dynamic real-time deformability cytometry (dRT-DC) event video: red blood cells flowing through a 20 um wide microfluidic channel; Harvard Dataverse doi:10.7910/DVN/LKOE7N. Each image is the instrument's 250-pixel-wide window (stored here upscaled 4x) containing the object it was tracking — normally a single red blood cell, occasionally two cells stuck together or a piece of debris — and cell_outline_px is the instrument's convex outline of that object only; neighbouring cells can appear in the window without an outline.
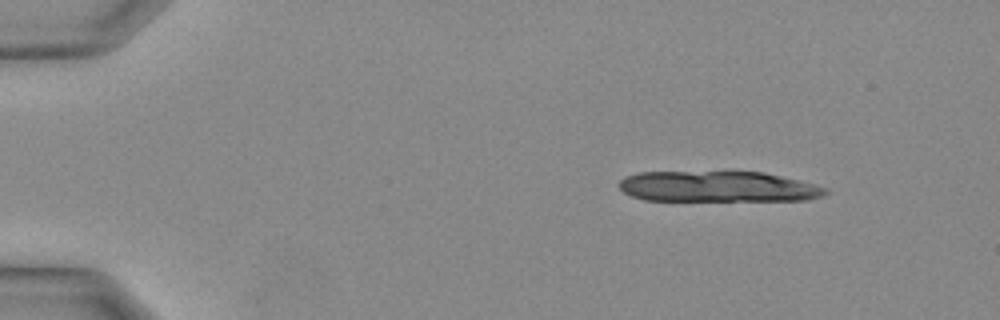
{"species": "Egyptian fruit bat (a non-hibernating species)", "species_latin": "Rousettus aegyptiacus", "temperature_condition": "warm", "stored_images_in_passage": 8, "camera_frame_rate_fps": 3000, "um_per_image_px": 0.085, "animal": {"sex": "female"}, "frame": {"image": 1, "passage_image": 2, "time_ms": 0.333, "image_size_px": [1000, 320], "cell_outline_px": [[828, 192], [824, 196], [808, 200], [644, 200], [632, 196], [624, 192], [620, 188], [620, 180], [624, 176], [636, 172], [764, 172], [828, 188]], "centroid_in_image_um": [61.0, 15.86], "position_along_channel_um": 24.0, "area_um2": 36.82}}